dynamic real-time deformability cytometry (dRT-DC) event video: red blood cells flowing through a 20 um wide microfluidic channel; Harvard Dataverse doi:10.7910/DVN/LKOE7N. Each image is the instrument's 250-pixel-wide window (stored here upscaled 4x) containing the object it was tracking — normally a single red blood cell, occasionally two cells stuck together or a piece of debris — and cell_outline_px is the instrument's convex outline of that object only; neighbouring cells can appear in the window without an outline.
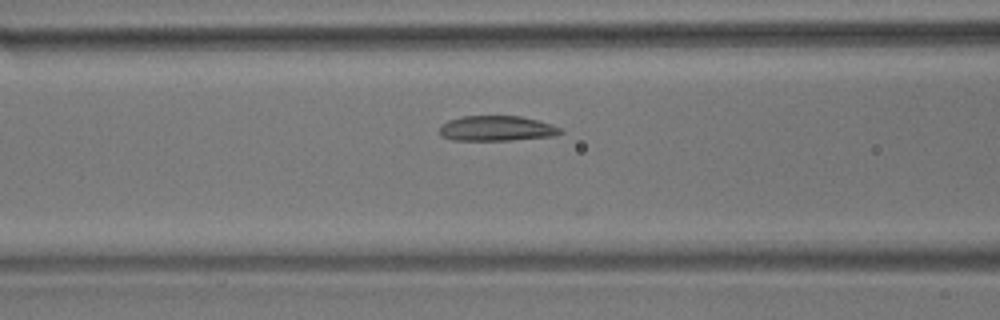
{"species": "common noctule bat (a hibernating species)", "species_latin": "Nyctalus noctula", "temperature_condition": "room temperature", "stored_images_in_passage": 35, "camera_frame_rate_fps": 3000, "um_per_image_px": 0.085, "animal": {"sex": "male", "body_mass_g": 17.9}, "frame": {"image": 1, "passage_image": 7, "time_ms": 2.0, "image_size_px": [1000, 320], "cell_outline_px": [[564, 132], [556, 136], [512, 140], [452, 140], [440, 136], [440, 128], [448, 120], [460, 116], [520, 116], [552, 124], [560, 128]], "centroid_in_image_um": [42.23, 10.92], "position_along_channel_um": 124.4, "area_um2": 17.8}}
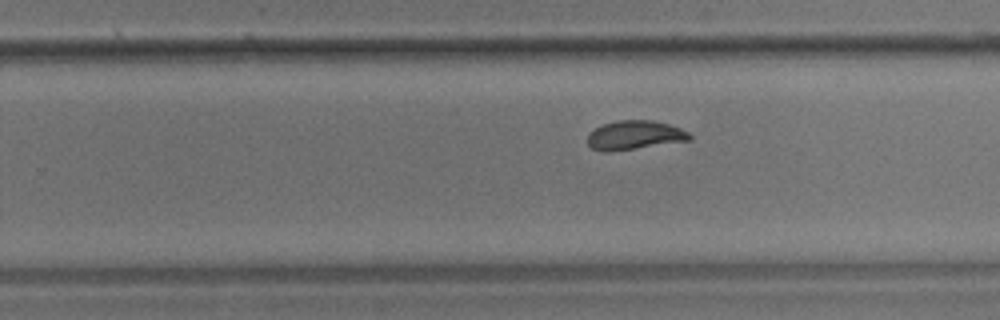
{"frame": {"image": 2, "passage_image": 20, "time_ms": 6.333, "image_size_px": [1000, 320], "cell_outline_px": [[692, 140], [608, 152], [604, 152], [592, 148], [588, 144], [588, 132], [600, 124], [616, 120], [652, 120], [668, 124], [680, 128], [688, 132], [692, 136]], "centroid_in_image_um": [53.91, 11.48], "position_along_channel_um": 275.9, "area_um2": 17.4}}
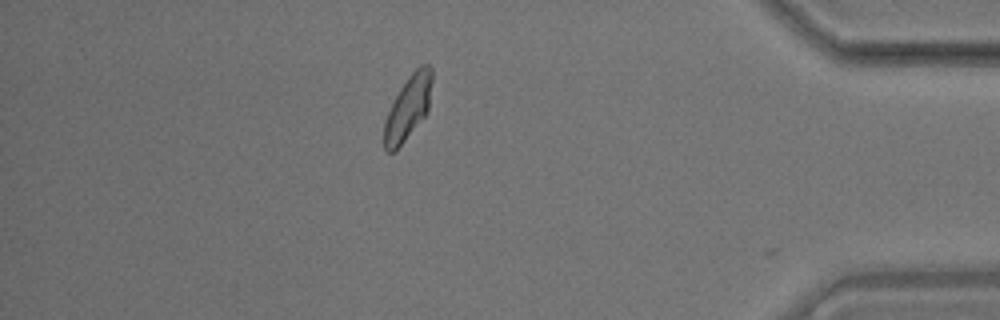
{"frame": {"image": 3, "passage_image": 34, "time_ms": 11.0, "image_size_px": [1000, 320], "cell_outline_px": [[432, 80], [428, 112], [404, 140], [392, 152], [388, 152], [384, 148], [384, 120], [400, 88], [408, 76], [420, 64], [428, 64], [432, 68]], "centroid_in_image_um": [34.7, 9.1], "position_along_channel_um": 400.5, "area_um2": 17.57}, "authors_computed_cell_mechanics": {"area_um2": 17.629, "velocity_mm_per_s": 3.4903, "shape_relaxation_time_tau1_ms": null, "shape_relaxation_time_tau2_ms": 0.9221, "deformation_change_tau1": null, "deformation_change_tau2": 0.0756}}